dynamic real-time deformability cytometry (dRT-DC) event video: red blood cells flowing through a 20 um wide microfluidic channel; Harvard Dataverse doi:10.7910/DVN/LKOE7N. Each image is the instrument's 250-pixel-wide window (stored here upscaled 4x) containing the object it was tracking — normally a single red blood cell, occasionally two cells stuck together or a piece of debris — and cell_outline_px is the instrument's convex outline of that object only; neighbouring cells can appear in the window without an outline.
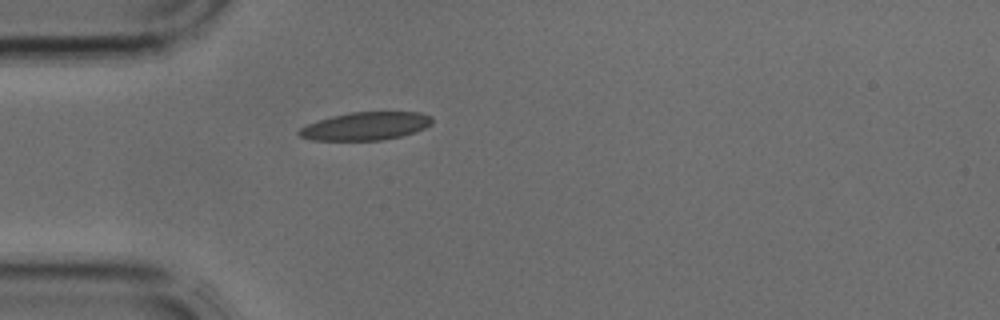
{"species": "common noctule bat (a hibernating species)", "species_latin": "Nyctalus noctula", "temperature_condition": "cold", "stored_images_in_passage": 1, "camera_frame_rate_fps": 3000, "um_per_image_px": 0.085, "animal": {"sex": "male", "body_mass_g": 17.9, "forearm_length_mm": 54.2}, "frame": {"image": 1, "passage_image": 1, "time_ms": 0.0, "image_size_px": [1000, 320], "cell_outline_px": [[432, 124], [416, 132], [400, 136], [380, 140], [312, 140], [300, 136], [296, 132], [300, 128], [308, 124], [332, 116], [352, 112], [420, 112], [432, 116]], "centroid_in_image_um": [31.1, 10.72], "position_along_channel_um": 53.9, "area_um2": 21.62}}